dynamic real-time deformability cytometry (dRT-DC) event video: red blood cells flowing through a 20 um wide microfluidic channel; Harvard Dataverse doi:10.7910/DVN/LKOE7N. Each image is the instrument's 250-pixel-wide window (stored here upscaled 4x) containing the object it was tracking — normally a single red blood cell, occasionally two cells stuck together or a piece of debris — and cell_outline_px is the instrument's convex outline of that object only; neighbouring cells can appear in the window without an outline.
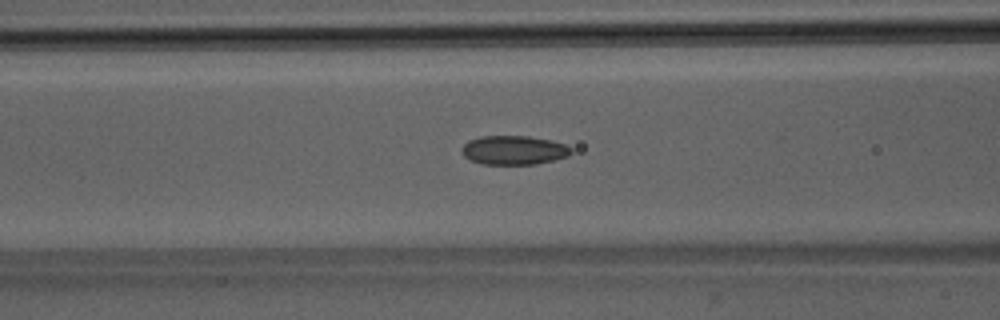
{"species": "Egyptian fruit bat (a non-hibernating species)", "species_latin": "Rousettus aegyptiacus", "temperature_condition": "room temperature", "stored_images_in_passage": 36, "camera_frame_rate_fps": 3000, "um_per_image_px": 0.085, "animal": {"sex": "male"}, "frame": {"image": 1, "passage_image": 16, "time_ms": 5.0, "image_size_px": [1000, 320], "cell_outline_px": [[572, 152], [568, 156], [536, 164], [484, 164], [472, 160], [464, 156], [460, 152], [460, 148], [468, 140], [480, 136], [528, 136], [552, 140], [564, 144], [572, 148]], "centroid_in_image_um": [43.66, 12.75], "position_along_channel_um": 122.9, "area_um2": 18.55}, "authors_computed_cell_mechanics": {"area_um2": 18.4093, "velocity_mm_per_s": 4.0618, "shape_relaxation_time_tau1_ms": null, "shape_relaxation_time_tau2_ms": 2.696, "deformation_change_tau1": null, "deformation_change_tau2": 0.0683}}